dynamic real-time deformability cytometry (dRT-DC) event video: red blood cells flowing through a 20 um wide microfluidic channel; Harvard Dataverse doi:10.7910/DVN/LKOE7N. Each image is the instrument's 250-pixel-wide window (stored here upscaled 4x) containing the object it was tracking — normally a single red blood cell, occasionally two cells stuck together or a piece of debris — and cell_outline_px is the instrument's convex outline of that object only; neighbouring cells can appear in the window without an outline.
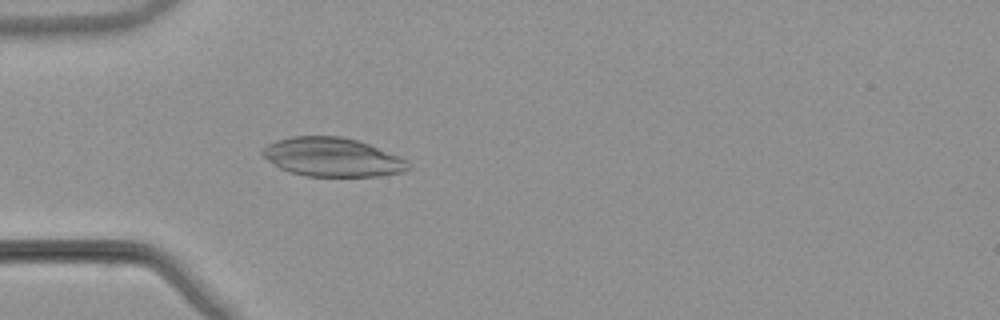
{"species": "common noctule bat (a hibernating species)", "species_latin": "Nyctalus noctula", "temperature_condition": "warm", "stored_images_in_passage": 53, "camera_frame_rate_fps": 3000, "um_per_image_px": 0.085, "animal": {"sex": "male", "body_mass_g": 21.5, "forearm_length_mm": 52.0}, "frame": {"image": 1, "passage_image": 16, "time_ms": 5.0, "image_size_px": [1000, 320], "cell_outline_px": [[412, 164], [404, 172], [380, 176], [304, 176], [288, 172], [280, 168], [268, 160], [260, 152], [268, 144], [276, 140], [292, 136], [340, 136], [356, 140], [368, 144], [408, 160]], "centroid_in_image_um": [28.25, 13.37], "position_along_channel_um": 56.8, "area_um2": 32.95}}
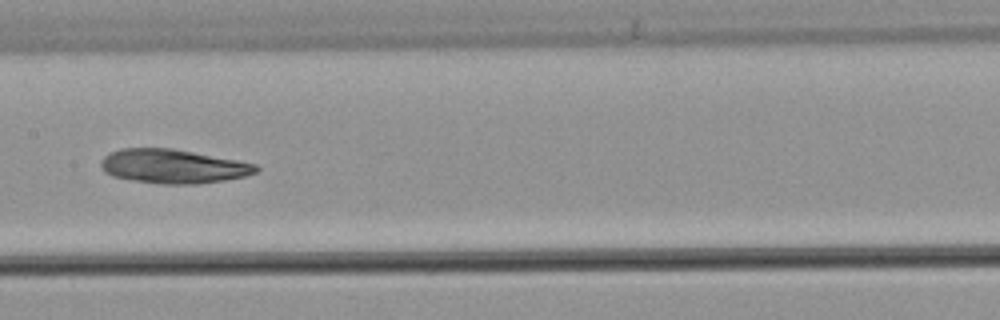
{"frame": {"image": 2, "passage_image": 27, "time_ms": 8.667, "image_size_px": [1000, 320], "cell_outline_px": [[260, 168], [256, 172], [244, 176], [224, 180], [196, 184], [160, 184], [112, 176], [104, 172], [100, 164], [104, 156], [108, 152], [120, 148], [172, 148], [236, 160], [256, 164]], "centroid_in_image_um": [14.68, 14.13], "position_along_channel_um": 192.7, "area_um2": 30.63}}
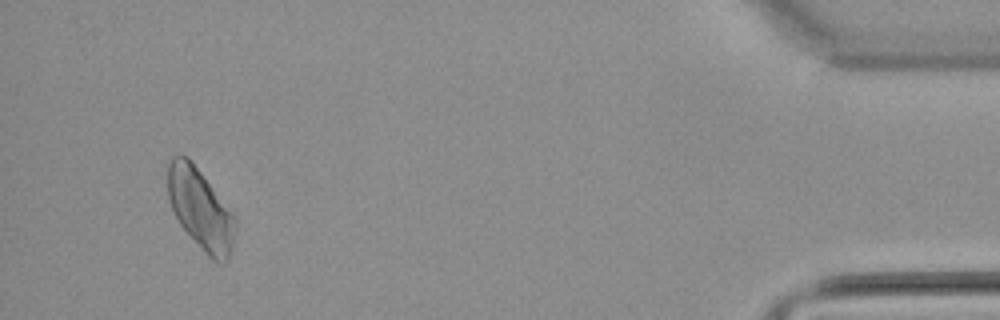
{"frame": {"image": 3, "passage_image": 50, "time_ms": 16.333, "image_size_px": [1000, 320], "cell_outline_px": [[236, 220], [232, 248], [228, 260], [224, 264], [216, 264], [208, 256], [180, 224], [168, 200], [168, 164], [172, 156], [188, 156], [192, 160], [232, 212]], "centroid_in_image_um": [17.05, 17.78], "position_along_channel_um": 418.2, "area_um2": 31.67}}